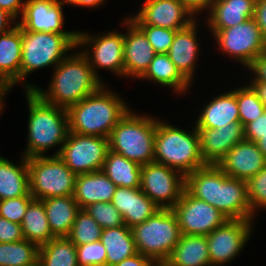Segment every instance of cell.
Returning a JSON list of instances; mask_svg holds the SVG:
<instances>
[{
  "instance_id": "cell-19",
  "label": "cell",
  "mask_w": 266,
  "mask_h": 266,
  "mask_svg": "<svg viewBox=\"0 0 266 266\" xmlns=\"http://www.w3.org/2000/svg\"><path fill=\"white\" fill-rule=\"evenodd\" d=\"M196 129L199 134L200 152L206 165H217L232 147L245 139L241 122H233L219 128Z\"/></svg>"
},
{
  "instance_id": "cell-3",
  "label": "cell",
  "mask_w": 266,
  "mask_h": 266,
  "mask_svg": "<svg viewBox=\"0 0 266 266\" xmlns=\"http://www.w3.org/2000/svg\"><path fill=\"white\" fill-rule=\"evenodd\" d=\"M121 100L102 86L67 109L69 132L109 138L112 129L129 111Z\"/></svg>"
},
{
  "instance_id": "cell-39",
  "label": "cell",
  "mask_w": 266,
  "mask_h": 266,
  "mask_svg": "<svg viewBox=\"0 0 266 266\" xmlns=\"http://www.w3.org/2000/svg\"><path fill=\"white\" fill-rule=\"evenodd\" d=\"M147 37L156 54H167L177 30L152 25H137Z\"/></svg>"
},
{
  "instance_id": "cell-48",
  "label": "cell",
  "mask_w": 266,
  "mask_h": 266,
  "mask_svg": "<svg viewBox=\"0 0 266 266\" xmlns=\"http://www.w3.org/2000/svg\"><path fill=\"white\" fill-rule=\"evenodd\" d=\"M25 1L21 0H0V8L6 10L15 19L18 17L19 11L23 12Z\"/></svg>"
},
{
  "instance_id": "cell-10",
  "label": "cell",
  "mask_w": 266,
  "mask_h": 266,
  "mask_svg": "<svg viewBox=\"0 0 266 266\" xmlns=\"http://www.w3.org/2000/svg\"><path fill=\"white\" fill-rule=\"evenodd\" d=\"M109 139L69 132L55 156H59L75 174L92 173L103 168Z\"/></svg>"
},
{
  "instance_id": "cell-30",
  "label": "cell",
  "mask_w": 266,
  "mask_h": 266,
  "mask_svg": "<svg viewBox=\"0 0 266 266\" xmlns=\"http://www.w3.org/2000/svg\"><path fill=\"white\" fill-rule=\"evenodd\" d=\"M22 162L18 167L0 158V200L25 196L30 192L27 158L24 157Z\"/></svg>"
},
{
  "instance_id": "cell-33",
  "label": "cell",
  "mask_w": 266,
  "mask_h": 266,
  "mask_svg": "<svg viewBox=\"0 0 266 266\" xmlns=\"http://www.w3.org/2000/svg\"><path fill=\"white\" fill-rule=\"evenodd\" d=\"M38 266H79L76 245L67 237H54L39 246Z\"/></svg>"
},
{
  "instance_id": "cell-27",
  "label": "cell",
  "mask_w": 266,
  "mask_h": 266,
  "mask_svg": "<svg viewBox=\"0 0 266 266\" xmlns=\"http://www.w3.org/2000/svg\"><path fill=\"white\" fill-rule=\"evenodd\" d=\"M45 207L51 233L54 237H67L80 211L73 195L41 200Z\"/></svg>"
},
{
  "instance_id": "cell-34",
  "label": "cell",
  "mask_w": 266,
  "mask_h": 266,
  "mask_svg": "<svg viewBox=\"0 0 266 266\" xmlns=\"http://www.w3.org/2000/svg\"><path fill=\"white\" fill-rule=\"evenodd\" d=\"M141 78H148L162 85L171 86L178 92L185 91L190 84L170 60L168 54H156Z\"/></svg>"
},
{
  "instance_id": "cell-21",
  "label": "cell",
  "mask_w": 266,
  "mask_h": 266,
  "mask_svg": "<svg viewBox=\"0 0 266 266\" xmlns=\"http://www.w3.org/2000/svg\"><path fill=\"white\" fill-rule=\"evenodd\" d=\"M111 203L123 217L127 227L146 221L161 208L140 188L116 187Z\"/></svg>"
},
{
  "instance_id": "cell-1",
  "label": "cell",
  "mask_w": 266,
  "mask_h": 266,
  "mask_svg": "<svg viewBox=\"0 0 266 266\" xmlns=\"http://www.w3.org/2000/svg\"><path fill=\"white\" fill-rule=\"evenodd\" d=\"M185 190L205 201L228 219L252 220L247 182L231 178L217 165H206L185 176Z\"/></svg>"
},
{
  "instance_id": "cell-18",
  "label": "cell",
  "mask_w": 266,
  "mask_h": 266,
  "mask_svg": "<svg viewBox=\"0 0 266 266\" xmlns=\"http://www.w3.org/2000/svg\"><path fill=\"white\" fill-rule=\"evenodd\" d=\"M63 4L58 0H27L22 12V21L18 24L23 30L59 34H78L65 32L63 26Z\"/></svg>"
},
{
  "instance_id": "cell-37",
  "label": "cell",
  "mask_w": 266,
  "mask_h": 266,
  "mask_svg": "<svg viewBox=\"0 0 266 266\" xmlns=\"http://www.w3.org/2000/svg\"><path fill=\"white\" fill-rule=\"evenodd\" d=\"M236 101L239 119L244 127L266 111V107L251 86L237 89Z\"/></svg>"
},
{
  "instance_id": "cell-47",
  "label": "cell",
  "mask_w": 266,
  "mask_h": 266,
  "mask_svg": "<svg viewBox=\"0 0 266 266\" xmlns=\"http://www.w3.org/2000/svg\"><path fill=\"white\" fill-rule=\"evenodd\" d=\"M254 19L266 40V0L256 1Z\"/></svg>"
},
{
  "instance_id": "cell-50",
  "label": "cell",
  "mask_w": 266,
  "mask_h": 266,
  "mask_svg": "<svg viewBox=\"0 0 266 266\" xmlns=\"http://www.w3.org/2000/svg\"><path fill=\"white\" fill-rule=\"evenodd\" d=\"M15 19L11 14H9L6 10L0 8V35L4 34L11 29L7 30L5 27L8 26V23Z\"/></svg>"
},
{
  "instance_id": "cell-20",
  "label": "cell",
  "mask_w": 266,
  "mask_h": 266,
  "mask_svg": "<svg viewBox=\"0 0 266 266\" xmlns=\"http://www.w3.org/2000/svg\"><path fill=\"white\" fill-rule=\"evenodd\" d=\"M126 24H129V33L124 35V75L141 78L156 53L143 31L131 19Z\"/></svg>"
},
{
  "instance_id": "cell-2",
  "label": "cell",
  "mask_w": 266,
  "mask_h": 266,
  "mask_svg": "<svg viewBox=\"0 0 266 266\" xmlns=\"http://www.w3.org/2000/svg\"><path fill=\"white\" fill-rule=\"evenodd\" d=\"M55 69L49 92L30 84L26 90H34L46 102L68 109L103 86L82 52L65 57Z\"/></svg>"
},
{
  "instance_id": "cell-12",
  "label": "cell",
  "mask_w": 266,
  "mask_h": 266,
  "mask_svg": "<svg viewBox=\"0 0 266 266\" xmlns=\"http://www.w3.org/2000/svg\"><path fill=\"white\" fill-rule=\"evenodd\" d=\"M172 211L177 217L182 235L207 236L229 220L215 207L191 196L186 190Z\"/></svg>"
},
{
  "instance_id": "cell-13",
  "label": "cell",
  "mask_w": 266,
  "mask_h": 266,
  "mask_svg": "<svg viewBox=\"0 0 266 266\" xmlns=\"http://www.w3.org/2000/svg\"><path fill=\"white\" fill-rule=\"evenodd\" d=\"M213 34L221 50L234 55L247 67L266 50V40L254 18Z\"/></svg>"
},
{
  "instance_id": "cell-11",
  "label": "cell",
  "mask_w": 266,
  "mask_h": 266,
  "mask_svg": "<svg viewBox=\"0 0 266 266\" xmlns=\"http://www.w3.org/2000/svg\"><path fill=\"white\" fill-rule=\"evenodd\" d=\"M174 170L156 162L141 167L140 189L161 209H172L185 190V176Z\"/></svg>"
},
{
  "instance_id": "cell-31",
  "label": "cell",
  "mask_w": 266,
  "mask_h": 266,
  "mask_svg": "<svg viewBox=\"0 0 266 266\" xmlns=\"http://www.w3.org/2000/svg\"><path fill=\"white\" fill-rule=\"evenodd\" d=\"M141 167L109 149L102 171L117 187L140 188Z\"/></svg>"
},
{
  "instance_id": "cell-14",
  "label": "cell",
  "mask_w": 266,
  "mask_h": 266,
  "mask_svg": "<svg viewBox=\"0 0 266 266\" xmlns=\"http://www.w3.org/2000/svg\"><path fill=\"white\" fill-rule=\"evenodd\" d=\"M252 220L229 219L206 236L212 266L222 265L244 247Z\"/></svg>"
},
{
  "instance_id": "cell-23",
  "label": "cell",
  "mask_w": 266,
  "mask_h": 266,
  "mask_svg": "<svg viewBox=\"0 0 266 266\" xmlns=\"http://www.w3.org/2000/svg\"><path fill=\"white\" fill-rule=\"evenodd\" d=\"M257 0H215L210 7L211 31L218 32L254 18Z\"/></svg>"
},
{
  "instance_id": "cell-35",
  "label": "cell",
  "mask_w": 266,
  "mask_h": 266,
  "mask_svg": "<svg viewBox=\"0 0 266 266\" xmlns=\"http://www.w3.org/2000/svg\"><path fill=\"white\" fill-rule=\"evenodd\" d=\"M39 247L26 239L0 242V266H38Z\"/></svg>"
},
{
  "instance_id": "cell-52",
  "label": "cell",
  "mask_w": 266,
  "mask_h": 266,
  "mask_svg": "<svg viewBox=\"0 0 266 266\" xmlns=\"http://www.w3.org/2000/svg\"><path fill=\"white\" fill-rule=\"evenodd\" d=\"M104 0H80V6L95 7L100 5Z\"/></svg>"
},
{
  "instance_id": "cell-40",
  "label": "cell",
  "mask_w": 266,
  "mask_h": 266,
  "mask_svg": "<svg viewBox=\"0 0 266 266\" xmlns=\"http://www.w3.org/2000/svg\"><path fill=\"white\" fill-rule=\"evenodd\" d=\"M79 266H106V248L100 240L76 246Z\"/></svg>"
},
{
  "instance_id": "cell-9",
  "label": "cell",
  "mask_w": 266,
  "mask_h": 266,
  "mask_svg": "<svg viewBox=\"0 0 266 266\" xmlns=\"http://www.w3.org/2000/svg\"><path fill=\"white\" fill-rule=\"evenodd\" d=\"M27 160L29 189L34 199L73 195L77 174L59 156H36Z\"/></svg>"
},
{
  "instance_id": "cell-42",
  "label": "cell",
  "mask_w": 266,
  "mask_h": 266,
  "mask_svg": "<svg viewBox=\"0 0 266 266\" xmlns=\"http://www.w3.org/2000/svg\"><path fill=\"white\" fill-rule=\"evenodd\" d=\"M247 199L252 212L266 207V166L247 181Z\"/></svg>"
},
{
  "instance_id": "cell-4",
  "label": "cell",
  "mask_w": 266,
  "mask_h": 266,
  "mask_svg": "<svg viewBox=\"0 0 266 266\" xmlns=\"http://www.w3.org/2000/svg\"><path fill=\"white\" fill-rule=\"evenodd\" d=\"M29 104V137L25 158L42 156L49 147L62 144L69 134L67 109L43 100L34 90H26Z\"/></svg>"
},
{
  "instance_id": "cell-32",
  "label": "cell",
  "mask_w": 266,
  "mask_h": 266,
  "mask_svg": "<svg viewBox=\"0 0 266 266\" xmlns=\"http://www.w3.org/2000/svg\"><path fill=\"white\" fill-rule=\"evenodd\" d=\"M21 227L24 239L35 243L38 247L54 238L41 200L34 199L29 204Z\"/></svg>"
},
{
  "instance_id": "cell-51",
  "label": "cell",
  "mask_w": 266,
  "mask_h": 266,
  "mask_svg": "<svg viewBox=\"0 0 266 266\" xmlns=\"http://www.w3.org/2000/svg\"><path fill=\"white\" fill-rule=\"evenodd\" d=\"M266 107V82H252L250 85Z\"/></svg>"
},
{
  "instance_id": "cell-22",
  "label": "cell",
  "mask_w": 266,
  "mask_h": 266,
  "mask_svg": "<svg viewBox=\"0 0 266 266\" xmlns=\"http://www.w3.org/2000/svg\"><path fill=\"white\" fill-rule=\"evenodd\" d=\"M116 185L102 171L77 174L73 197L81 209L98 202H111Z\"/></svg>"
},
{
  "instance_id": "cell-54",
  "label": "cell",
  "mask_w": 266,
  "mask_h": 266,
  "mask_svg": "<svg viewBox=\"0 0 266 266\" xmlns=\"http://www.w3.org/2000/svg\"><path fill=\"white\" fill-rule=\"evenodd\" d=\"M12 85H8V84H0V111L2 109V97L4 96V94L8 91L9 88H11Z\"/></svg>"
},
{
  "instance_id": "cell-6",
  "label": "cell",
  "mask_w": 266,
  "mask_h": 266,
  "mask_svg": "<svg viewBox=\"0 0 266 266\" xmlns=\"http://www.w3.org/2000/svg\"><path fill=\"white\" fill-rule=\"evenodd\" d=\"M157 120L139 117L130 110L112 129L109 149L143 166L154 162Z\"/></svg>"
},
{
  "instance_id": "cell-38",
  "label": "cell",
  "mask_w": 266,
  "mask_h": 266,
  "mask_svg": "<svg viewBox=\"0 0 266 266\" xmlns=\"http://www.w3.org/2000/svg\"><path fill=\"white\" fill-rule=\"evenodd\" d=\"M102 229L115 228L124 224L123 217L111 202L93 203L85 208Z\"/></svg>"
},
{
  "instance_id": "cell-45",
  "label": "cell",
  "mask_w": 266,
  "mask_h": 266,
  "mask_svg": "<svg viewBox=\"0 0 266 266\" xmlns=\"http://www.w3.org/2000/svg\"><path fill=\"white\" fill-rule=\"evenodd\" d=\"M248 68L257 74L253 82H266V50L255 58Z\"/></svg>"
},
{
  "instance_id": "cell-53",
  "label": "cell",
  "mask_w": 266,
  "mask_h": 266,
  "mask_svg": "<svg viewBox=\"0 0 266 266\" xmlns=\"http://www.w3.org/2000/svg\"><path fill=\"white\" fill-rule=\"evenodd\" d=\"M257 146L259 147V150L263 153V155L266 158V133L262 135V138H260L256 142Z\"/></svg>"
},
{
  "instance_id": "cell-17",
  "label": "cell",
  "mask_w": 266,
  "mask_h": 266,
  "mask_svg": "<svg viewBox=\"0 0 266 266\" xmlns=\"http://www.w3.org/2000/svg\"><path fill=\"white\" fill-rule=\"evenodd\" d=\"M217 166L229 177L247 182L266 166V158L256 143L244 139L232 147Z\"/></svg>"
},
{
  "instance_id": "cell-41",
  "label": "cell",
  "mask_w": 266,
  "mask_h": 266,
  "mask_svg": "<svg viewBox=\"0 0 266 266\" xmlns=\"http://www.w3.org/2000/svg\"><path fill=\"white\" fill-rule=\"evenodd\" d=\"M34 200L30 192L25 196L0 200V216L21 224L29 204Z\"/></svg>"
},
{
  "instance_id": "cell-49",
  "label": "cell",
  "mask_w": 266,
  "mask_h": 266,
  "mask_svg": "<svg viewBox=\"0 0 266 266\" xmlns=\"http://www.w3.org/2000/svg\"><path fill=\"white\" fill-rule=\"evenodd\" d=\"M193 14L202 9L210 8L215 0H180Z\"/></svg>"
},
{
  "instance_id": "cell-46",
  "label": "cell",
  "mask_w": 266,
  "mask_h": 266,
  "mask_svg": "<svg viewBox=\"0 0 266 266\" xmlns=\"http://www.w3.org/2000/svg\"><path fill=\"white\" fill-rule=\"evenodd\" d=\"M114 266H160V265L153 258L137 253L134 256L126 258L122 262L115 264Z\"/></svg>"
},
{
  "instance_id": "cell-43",
  "label": "cell",
  "mask_w": 266,
  "mask_h": 266,
  "mask_svg": "<svg viewBox=\"0 0 266 266\" xmlns=\"http://www.w3.org/2000/svg\"><path fill=\"white\" fill-rule=\"evenodd\" d=\"M21 224L13 223L0 216V242L11 243L23 240Z\"/></svg>"
},
{
  "instance_id": "cell-7",
  "label": "cell",
  "mask_w": 266,
  "mask_h": 266,
  "mask_svg": "<svg viewBox=\"0 0 266 266\" xmlns=\"http://www.w3.org/2000/svg\"><path fill=\"white\" fill-rule=\"evenodd\" d=\"M136 250L153 258L160 266L169 258L181 237L178 220L172 209H160L146 221L131 227Z\"/></svg>"
},
{
  "instance_id": "cell-26",
  "label": "cell",
  "mask_w": 266,
  "mask_h": 266,
  "mask_svg": "<svg viewBox=\"0 0 266 266\" xmlns=\"http://www.w3.org/2000/svg\"><path fill=\"white\" fill-rule=\"evenodd\" d=\"M211 266L206 236L181 235L162 266Z\"/></svg>"
},
{
  "instance_id": "cell-28",
  "label": "cell",
  "mask_w": 266,
  "mask_h": 266,
  "mask_svg": "<svg viewBox=\"0 0 266 266\" xmlns=\"http://www.w3.org/2000/svg\"><path fill=\"white\" fill-rule=\"evenodd\" d=\"M233 122H240L236 90L213 99L200 114L196 128H219Z\"/></svg>"
},
{
  "instance_id": "cell-24",
  "label": "cell",
  "mask_w": 266,
  "mask_h": 266,
  "mask_svg": "<svg viewBox=\"0 0 266 266\" xmlns=\"http://www.w3.org/2000/svg\"><path fill=\"white\" fill-rule=\"evenodd\" d=\"M21 54V27L16 24L0 35V83L13 86L20 81Z\"/></svg>"
},
{
  "instance_id": "cell-15",
  "label": "cell",
  "mask_w": 266,
  "mask_h": 266,
  "mask_svg": "<svg viewBox=\"0 0 266 266\" xmlns=\"http://www.w3.org/2000/svg\"><path fill=\"white\" fill-rule=\"evenodd\" d=\"M192 14L180 0H146L136 17L130 19L136 25L180 30L194 22L190 17ZM185 16H187L186 19H184Z\"/></svg>"
},
{
  "instance_id": "cell-36",
  "label": "cell",
  "mask_w": 266,
  "mask_h": 266,
  "mask_svg": "<svg viewBox=\"0 0 266 266\" xmlns=\"http://www.w3.org/2000/svg\"><path fill=\"white\" fill-rule=\"evenodd\" d=\"M102 227L85 209H80L67 238L76 246L100 240Z\"/></svg>"
},
{
  "instance_id": "cell-44",
  "label": "cell",
  "mask_w": 266,
  "mask_h": 266,
  "mask_svg": "<svg viewBox=\"0 0 266 266\" xmlns=\"http://www.w3.org/2000/svg\"><path fill=\"white\" fill-rule=\"evenodd\" d=\"M266 133V111L244 127V138L256 143Z\"/></svg>"
},
{
  "instance_id": "cell-25",
  "label": "cell",
  "mask_w": 266,
  "mask_h": 266,
  "mask_svg": "<svg viewBox=\"0 0 266 266\" xmlns=\"http://www.w3.org/2000/svg\"><path fill=\"white\" fill-rule=\"evenodd\" d=\"M195 28V22H192L187 27L177 30L167 53L170 60L189 82L193 76L198 50Z\"/></svg>"
},
{
  "instance_id": "cell-16",
  "label": "cell",
  "mask_w": 266,
  "mask_h": 266,
  "mask_svg": "<svg viewBox=\"0 0 266 266\" xmlns=\"http://www.w3.org/2000/svg\"><path fill=\"white\" fill-rule=\"evenodd\" d=\"M88 43L93 44V58L91 59V63L89 58L90 53H86V51L82 53L89 60V64L96 76L97 72L95 71L94 65H97L96 67L109 69L119 75L124 74V34L110 32L106 36L102 35L91 38L84 33L78 32L77 46Z\"/></svg>"
},
{
  "instance_id": "cell-29",
  "label": "cell",
  "mask_w": 266,
  "mask_h": 266,
  "mask_svg": "<svg viewBox=\"0 0 266 266\" xmlns=\"http://www.w3.org/2000/svg\"><path fill=\"white\" fill-rule=\"evenodd\" d=\"M100 241L106 248V266H114L138 253L131 228L126 225L102 229Z\"/></svg>"
},
{
  "instance_id": "cell-5",
  "label": "cell",
  "mask_w": 266,
  "mask_h": 266,
  "mask_svg": "<svg viewBox=\"0 0 266 266\" xmlns=\"http://www.w3.org/2000/svg\"><path fill=\"white\" fill-rule=\"evenodd\" d=\"M154 162L163 164L184 176L203 168L206 163L200 152L199 134L195 129L187 133L160 121L156 123Z\"/></svg>"
},
{
  "instance_id": "cell-55",
  "label": "cell",
  "mask_w": 266,
  "mask_h": 266,
  "mask_svg": "<svg viewBox=\"0 0 266 266\" xmlns=\"http://www.w3.org/2000/svg\"><path fill=\"white\" fill-rule=\"evenodd\" d=\"M59 2H61L62 4L65 2V3H69L73 5L75 4V5L80 6V0H60Z\"/></svg>"
},
{
  "instance_id": "cell-8",
  "label": "cell",
  "mask_w": 266,
  "mask_h": 266,
  "mask_svg": "<svg viewBox=\"0 0 266 266\" xmlns=\"http://www.w3.org/2000/svg\"><path fill=\"white\" fill-rule=\"evenodd\" d=\"M21 36L20 80H23L38 68L57 66L65 58L66 51L77 46L78 34L32 32L21 28Z\"/></svg>"
}]
</instances>
